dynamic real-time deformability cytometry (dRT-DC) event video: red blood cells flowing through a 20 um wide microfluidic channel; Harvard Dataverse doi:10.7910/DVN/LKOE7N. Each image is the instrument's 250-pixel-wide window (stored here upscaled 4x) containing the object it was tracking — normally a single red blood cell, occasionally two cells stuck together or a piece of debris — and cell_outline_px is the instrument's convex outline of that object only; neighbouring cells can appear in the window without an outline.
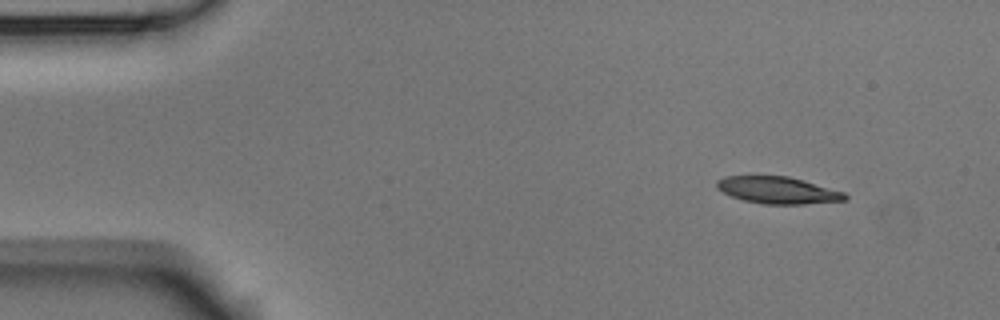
{"species": "Egyptian fruit bat (a non-hibernating species)", "species_latin": "Rousettus aegyptiacus", "temperature_condition": "room temperature", "stored_images_in_passage": 4, "camera_frame_rate_fps": 3000, "um_per_image_px": 0.085, "animal": {"sex": "male"}, "frame": {"image": 1, "passage_image": 1, "time_ms": 0.0, "image_size_px": [1000, 320], "cell_outline_px": [[848, 200], [804, 204], [760, 204], [744, 200], [732, 196], [716, 188], [716, 180], [724, 176], [788, 176], [804, 180], [844, 192], [848, 196]], "centroid_in_image_um": [66.12, 16.17], "position_along_channel_um": 18.9, "area_um2": 20.17}}
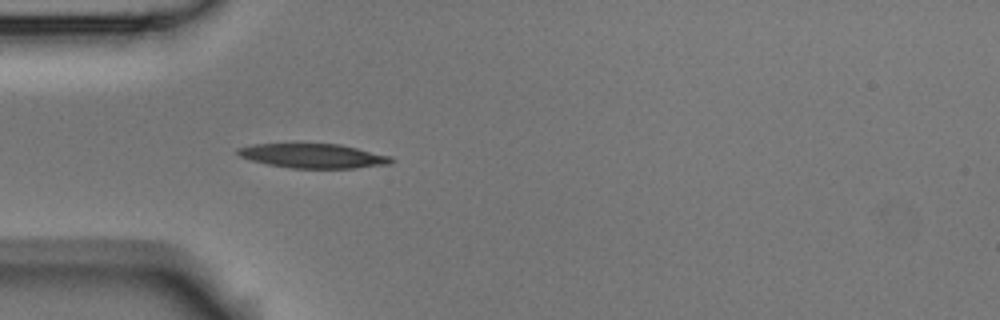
{"frame": {"image": 2, "passage_image": 4, "time_ms": 1.0, "image_size_px": [1000, 320], "cell_outline_px": [[396, 160], [392, 164], [352, 168], [292, 168], [268, 164], [252, 160], [240, 156], [236, 152], [236, 148], [252, 144], [340, 144], [392, 156]], "centroid_in_image_um": [26.66, 13.25], "position_along_channel_um": 58.3, "area_um2": 21.79}}